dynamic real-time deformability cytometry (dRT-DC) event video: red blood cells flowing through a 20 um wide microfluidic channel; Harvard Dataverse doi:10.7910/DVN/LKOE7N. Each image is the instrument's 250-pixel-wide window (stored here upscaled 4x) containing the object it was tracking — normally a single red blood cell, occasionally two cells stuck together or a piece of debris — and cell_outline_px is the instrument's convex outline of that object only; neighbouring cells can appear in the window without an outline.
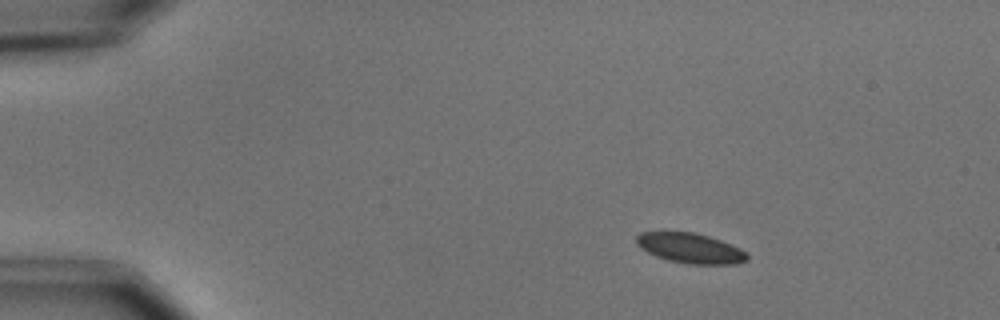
{"species": "common noctule bat (a hibernating species)", "species_latin": "Nyctalus noctula", "temperature_condition": "cold", "stored_images_in_passage": 4, "camera_frame_rate_fps": 3000, "um_per_image_px": 0.085, "animal": {"sex": "male", "body_mass_g": 15.6}, "frame": {"image": 1, "passage_image": 1, "time_ms": 0.0, "image_size_px": [1000, 320], "cell_outline_px": [[748, 260], [736, 264], [688, 264], [668, 260], [656, 256], [640, 248], [636, 244], [636, 236], [640, 232], [664, 228], [692, 232], [708, 236], [732, 244], [740, 248], [748, 256]], "centroid_in_image_um": [58.59, 21.04], "position_along_channel_um": 26.4, "area_um2": 20.11}}
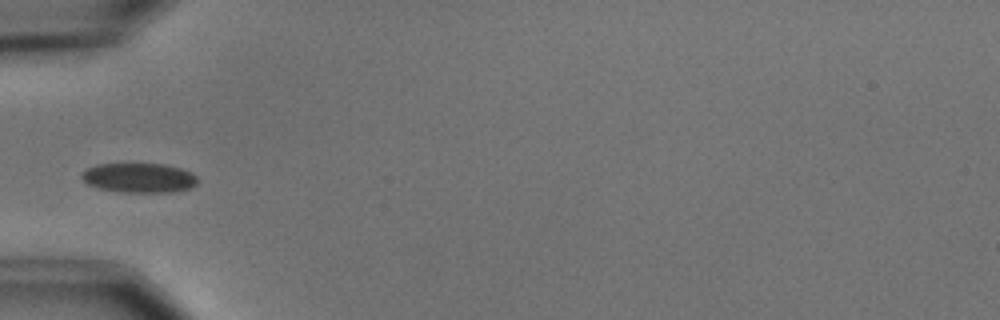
{"frame": {"image": 2, "passage_image": 4, "time_ms": 3.333, "image_size_px": [1000, 320], "cell_outline_px": [[196, 184], [188, 188], [172, 192], [124, 192], [100, 188], [88, 184], [80, 176], [88, 168], [96, 164], [164, 164], [180, 168], [192, 172], [196, 176]], "centroid_in_image_um": [11.83, 15.11], "position_along_channel_um": 73.2, "area_um2": 19.71}}